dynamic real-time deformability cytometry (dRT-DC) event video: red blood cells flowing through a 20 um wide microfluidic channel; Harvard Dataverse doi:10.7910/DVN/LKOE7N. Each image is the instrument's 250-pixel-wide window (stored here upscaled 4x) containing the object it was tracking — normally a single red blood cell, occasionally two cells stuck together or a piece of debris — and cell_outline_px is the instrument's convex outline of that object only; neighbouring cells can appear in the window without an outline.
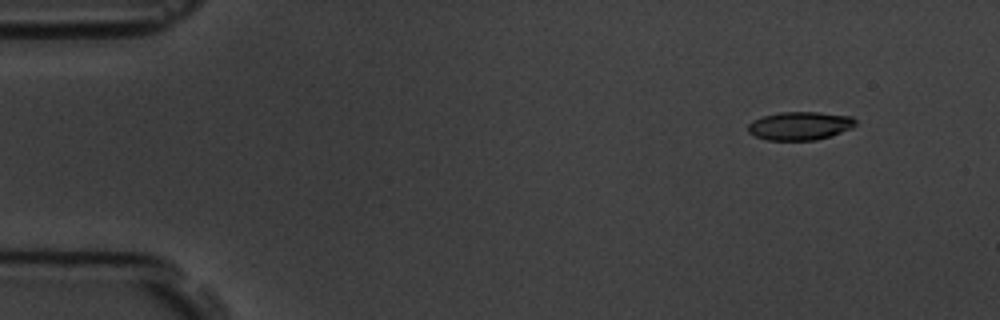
{"species": "common noctule bat (a hibernating species)", "species_latin": "Nyctalus noctula", "temperature_condition": "room temperature", "stored_images_in_passage": 11, "camera_frame_rate_fps": 3000, "um_per_image_px": 0.085, "animal": {"sex": "male", "body_mass_g": 19.5, "forearm_length_mm": 54.6}, "frame": {"image": 1, "passage_image": 2, "time_ms": 1.333, "image_size_px": [1000, 320], "cell_outline_px": [[856, 124], [852, 128], [832, 136], [816, 140], [768, 140], [756, 136], [748, 132], [748, 124], [752, 120], [764, 116], [780, 112], [820, 112], [852, 116], [856, 120]], "centroid_in_image_um": [68.02, 10.69], "position_along_channel_um": 17.0, "area_um2": 17.86}}
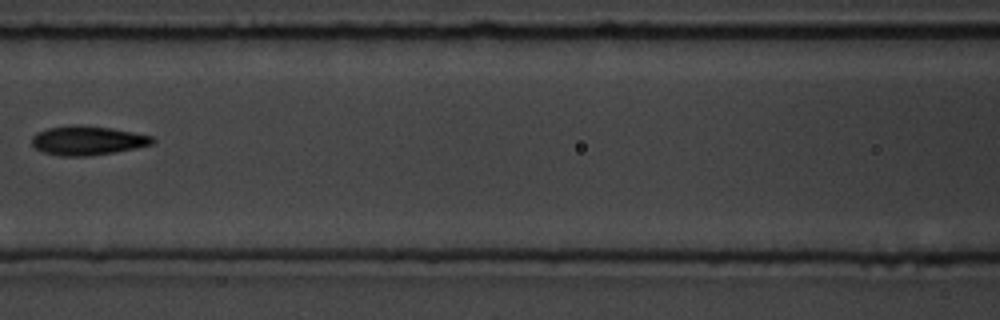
{"frame": {"image": 2, "passage_image": 7, "time_ms": 8.0, "image_size_px": [1000, 320], "cell_outline_px": [[156, 140], [152, 144], [116, 152], [84, 156], [60, 156], [44, 152], [36, 148], [32, 144], [32, 136], [36, 132], [48, 128], [112, 128], [152, 136]], "centroid_in_image_um": [7.46, 11.99], "position_along_channel_um": 159.1, "area_um2": 19.48}}
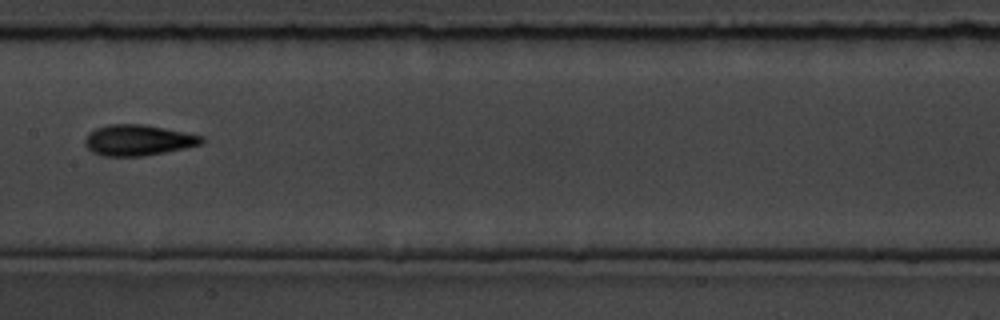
{"frame": {"image": 3, "passage_image": 8, "time_ms": 9.0, "image_size_px": [1000, 320], "cell_outline_px": [[204, 140], [200, 144], [184, 148], [144, 156], [104, 156], [92, 152], [84, 144], [84, 140], [88, 132], [96, 128], [108, 124], [144, 124], [204, 136]], "centroid_in_image_um": [11.7, 11.91], "position_along_channel_um": 195.7, "area_um2": 20.92}}